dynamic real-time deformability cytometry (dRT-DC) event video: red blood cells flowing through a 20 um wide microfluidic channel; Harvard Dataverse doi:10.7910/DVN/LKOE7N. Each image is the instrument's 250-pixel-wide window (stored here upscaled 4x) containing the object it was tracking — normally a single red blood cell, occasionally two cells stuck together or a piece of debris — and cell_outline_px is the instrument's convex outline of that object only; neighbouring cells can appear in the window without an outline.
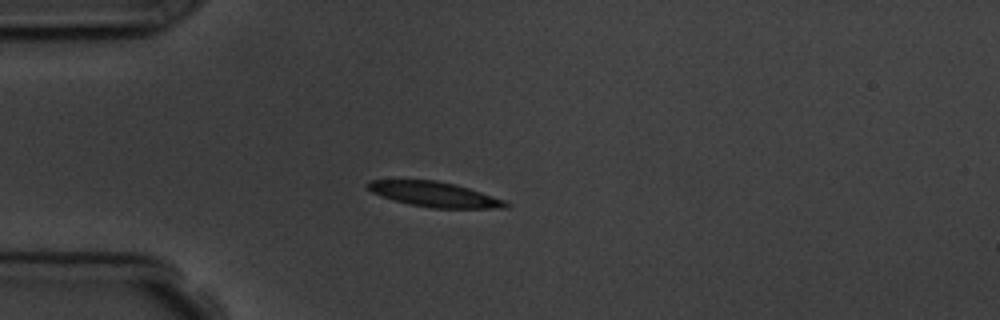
{"species": "common noctule bat (a hibernating species)", "species_latin": "Nyctalus noctula", "temperature_condition": "room temperature", "stored_images_in_passage": 3, "camera_frame_rate_fps": 3000, "um_per_image_px": 0.085, "animal": {"sex": "male", "body_mass_g": 19.5, "forearm_length_mm": 54.6}, "frame": {"image": 1, "passage_image": 3, "time_ms": 2.0, "image_size_px": [1000, 320], "cell_outline_px": [[512, 204], [508, 208], [432, 208], [408, 204], [372, 192], [364, 188], [364, 184], [368, 180], [436, 180], [456, 184], [504, 200]], "centroid_in_image_um": [36.91, 16.51], "position_along_channel_um": 48.1, "area_um2": 20.11}}